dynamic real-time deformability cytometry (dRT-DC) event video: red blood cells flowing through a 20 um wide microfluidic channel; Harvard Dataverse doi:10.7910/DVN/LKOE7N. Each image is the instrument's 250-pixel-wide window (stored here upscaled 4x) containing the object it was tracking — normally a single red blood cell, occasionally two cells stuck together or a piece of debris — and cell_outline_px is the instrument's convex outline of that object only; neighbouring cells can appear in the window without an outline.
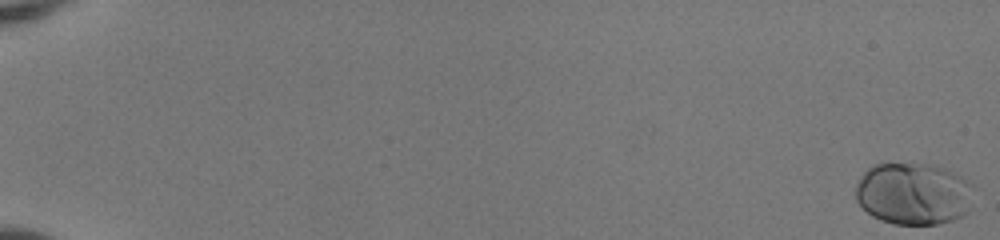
{"species": "human", "species_latin": "Homo sapiens", "temperature_condition": "room temperature", "stored_images_in_passage": 53, "camera_frame_rate_fps": 3000, "um_per_image_px": 0.085, "donor": {"sex": "female"}, "frame": {"image": 1, "passage_image": 1, "time_ms": 0.0, "image_size_px": [1000, 240], "cell_outline_px": [[976, 188], [968, 212], [952, 220], [936, 224], [896, 224], [872, 216], [856, 200], [856, 184], [860, 176], [872, 164], [928, 164], [944, 168], [968, 180]], "centroid_in_image_um": [77.67, 16.46], "position_along_channel_um": 7.3, "area_um2": 42.83}}
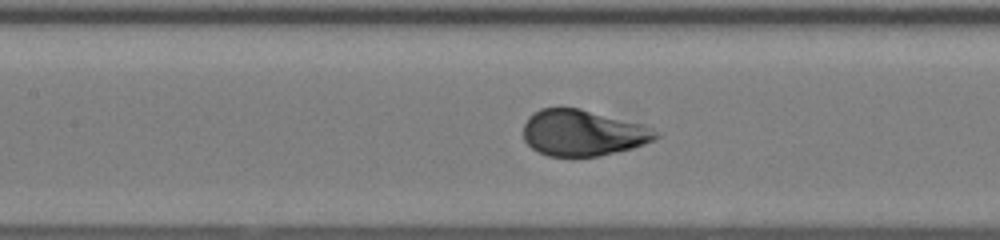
{"frame": {"image": 2, "passage_image": 28, "time_ms": 9.0, "image_size_px": [1000, 240], "cell_outline_px": [[660, 136], [644, 144], [632, 148], [600, 156], [548, 156], [532, 148], [524, 140], [524, 124], [528, 116], [540, 108], [580, 108], [640, 124], [652, 128]], "centroid_in_image_um": [49.51, 11.29], "position_along_channel_um": 157.9, "area_um2": 35.26}}
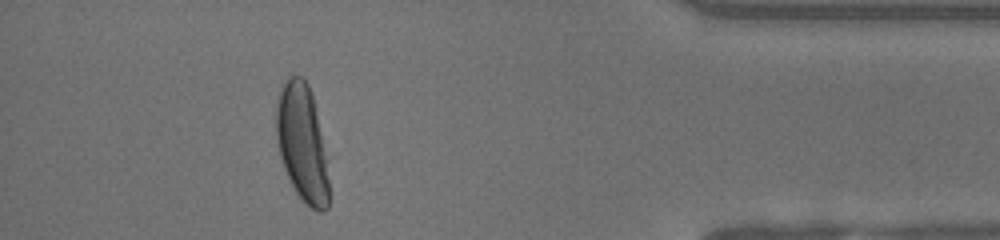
{"frame": {"image": 3, "passage_image": 49, "time_ms": 16.0, "image_size_px": [1000, 240], "cell_outline_px": [[328, 208], [324, 212], [320, 212], [312, 208], [296, 192], [284, 168], [280, 156], [276, 136], [276, 108], [280, 88], [288, 76], [304, 76], [308, 84], [312, 96], [320, 132], [328, 180]], "centroid_in_image_um": [25.65, 12.12], "position_along_channel_um": 409.6, "area_um2": 35.08}}